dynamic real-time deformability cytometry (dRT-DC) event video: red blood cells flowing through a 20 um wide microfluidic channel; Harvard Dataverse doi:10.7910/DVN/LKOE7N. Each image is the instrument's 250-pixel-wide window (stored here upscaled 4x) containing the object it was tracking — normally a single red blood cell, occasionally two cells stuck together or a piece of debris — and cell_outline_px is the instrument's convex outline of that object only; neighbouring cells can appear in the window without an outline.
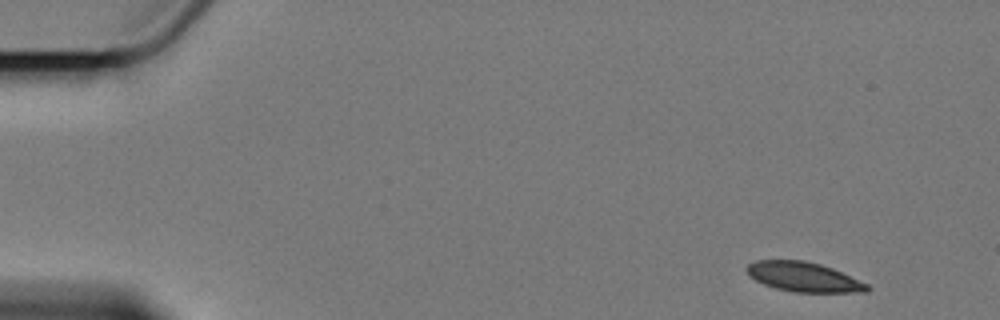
{"species": "Egyptian fruit bat (a non-hibernating species)", "species_latin": "Rousettus aegyptiacus", "temperature_condition": "cold", "stored_images_in_passage": 4, "camera_frame_rate_fps": 3000, "um_per_image_px": 0.085, "animal": {"sex": "female"}, "frame": {"image": 1, "passage_image": 1, "time_ms": 0.0, "image_size_px": [1000, 320], "cell_outline_px": [[872, 288], [868, 292], [792, 292], [776, 288], [764, 284], [748, 276], [748, 264], [756, 260], [804, 260], [820, 264], [832, 268], [868, 284]], "centroid_in_image_um": [68.33, 23.54], "position_along_channel_um": 16.7, "area_um2": 20.69}}